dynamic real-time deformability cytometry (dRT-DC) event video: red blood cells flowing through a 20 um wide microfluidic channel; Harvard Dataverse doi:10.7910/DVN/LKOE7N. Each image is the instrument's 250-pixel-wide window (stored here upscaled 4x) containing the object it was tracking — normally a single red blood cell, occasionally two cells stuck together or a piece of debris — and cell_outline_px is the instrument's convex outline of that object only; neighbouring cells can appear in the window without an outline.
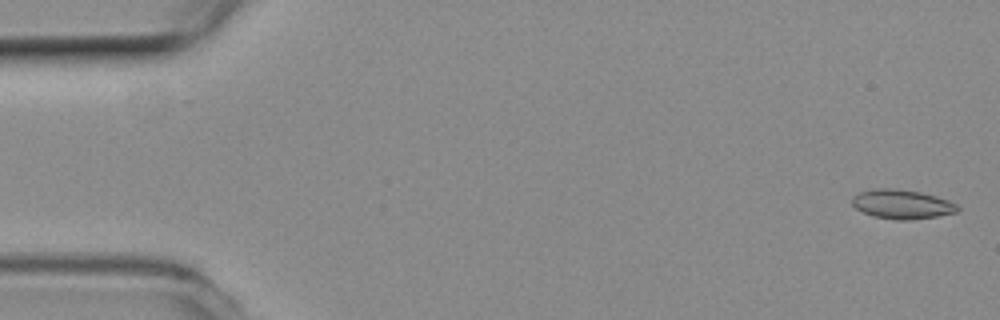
{"species": "common noctule bat (a hibernating species)", "species_latin": "Nyctalus noctula", "temperature_condition": "room temperature", "stored_images_in_passage": 16, "camera_frame_rate_fps": 3000, "um_per_image_px": 0.085, "animal": {"sex": "female", "body_mass_g": 19.3, "forearm_length_mm": 54.1}, "frame": {"image": 1, "passage_image": 2, "time_ms": 0.333, "image_size_px": [1000, 320], "cell_outline_px": [[960, 208], [956, 212], [936, 216], [908, 220], [896, 220], [872, 216], [856, 208], [852, 204], [852, 196], [860, 192], [876, 188], [892, 188], [920, 192], [936, 196], [948, 200], [956, 204]], "centroid_in_image_um": [76.65, 17.36], "position_along_channel_um": 8.4, "area_um2": 17.86}}
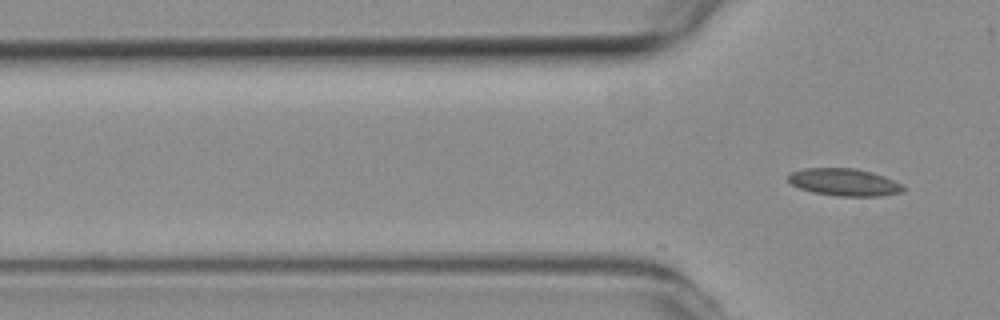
{"frame": {"image": 2, "passage_image": 16, "time_ms": 5.0, "image_size_px": [1000, 320], "cell_outline_px": [[904, 192], [880, 196], [836, 196], [812, 192], [800, 188], [792, 184], [788, 180], [788, 176], [792, 172], [804, 168], [856, 168], [872, 172], [884, 176], [904, 184]], "centroid_in_image_um": [71.8, 15.49], "position_along_channel_um": 54.0, "area_um2": 18.44}}